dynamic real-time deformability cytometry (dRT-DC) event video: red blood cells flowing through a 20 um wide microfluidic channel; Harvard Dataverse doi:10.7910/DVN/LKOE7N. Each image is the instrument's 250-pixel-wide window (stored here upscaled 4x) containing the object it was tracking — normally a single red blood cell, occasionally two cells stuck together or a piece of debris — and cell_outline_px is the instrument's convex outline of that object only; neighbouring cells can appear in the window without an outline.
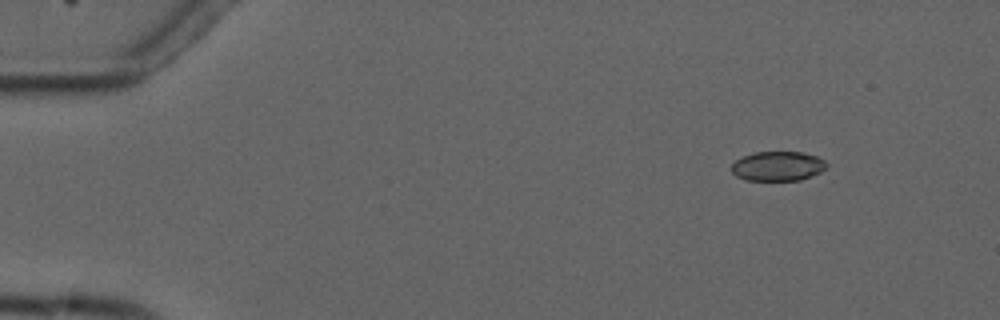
{"species": "common noctule bat (a hibernating species)", "species_latin": "Nyctalus noctula", "temperature_condition": "cold", "stored_images_in_passage": 2, "camera_frame_rate_fps": 3000, "um_per_image_px": 0.085, "animal": {"sex": "male", "forearm_length_mm": 52.5}, "frame": {"image": 1, "passage_image": 2, "time_ms": 1.333, "image_size_px": [1000, 320], "cell_outline_px": [[828, 164], [820, 172], [800, 180], [744, 180], [736, 176], [732, 172], [732, 164], [736, 160], [744, 156], [756, 152], [804, 152], [816, 156], [824, 160]], "centroid_in_image_um": [66.1, 14.12], "position_along_channel_um": 18.9, "area_um2": 16.24}}